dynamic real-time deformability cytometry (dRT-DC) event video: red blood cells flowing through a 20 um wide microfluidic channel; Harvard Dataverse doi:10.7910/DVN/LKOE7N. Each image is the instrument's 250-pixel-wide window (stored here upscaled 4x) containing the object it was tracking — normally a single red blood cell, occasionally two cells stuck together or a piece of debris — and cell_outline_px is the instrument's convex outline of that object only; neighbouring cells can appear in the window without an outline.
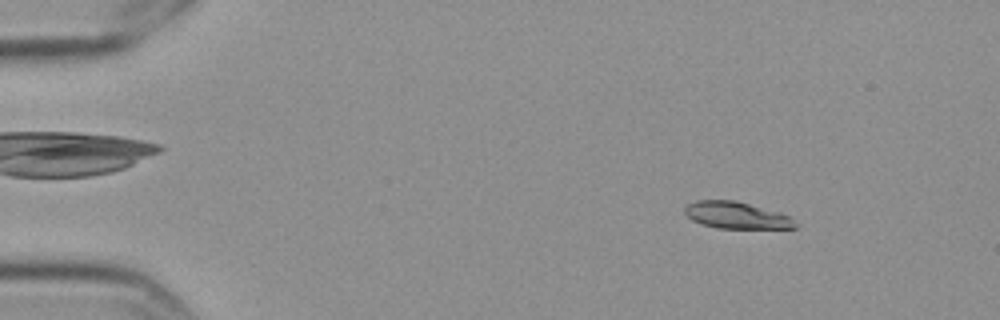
{"species": "Egyptian fruit bat (a non-hibernating species)", "species_latin": "Rousettus aegyptiacus", "temperature_condition": "cold", "stored_images_in_passage": 9, "camera_frame_rate_fps": 3000, "um_per_image_px": 0.085, "frame": {"image": 1, "passage_image": 3, "time_ms": 0.667, "image_size_px": [1000, 320], "cell_outline_px": [[800, 224], [796, 228], [716, 228], [692, 220], [684, 212], [684, 208], [688, 204], [696, 200], [736, 200], [780, 212], [788, 216]], "centroid_in_image_um": [62.63, 18.29], "position_along_channel_um": 22.4, "area_um2": 17.28}}